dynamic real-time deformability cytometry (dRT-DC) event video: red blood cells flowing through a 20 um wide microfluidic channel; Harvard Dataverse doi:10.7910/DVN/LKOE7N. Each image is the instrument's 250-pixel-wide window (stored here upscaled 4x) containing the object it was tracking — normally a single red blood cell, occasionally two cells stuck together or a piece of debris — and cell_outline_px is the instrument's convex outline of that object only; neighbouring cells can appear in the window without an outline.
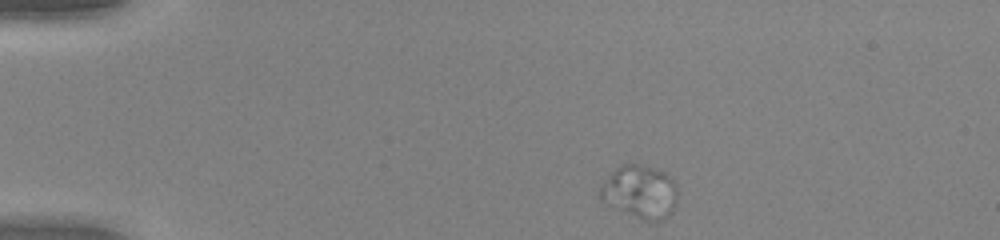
{"species": "human", "species_latin": "Homo sapiens", "temperature_condition": "warm", "stored_images_in_passage": 43, "camera_frame_rate_fps": 3000, "um_per_image_px": 0.085, "donor": {"sex": "female"}, "frame": {"image": 1, "passage_image": 1, "time_ms": 0.0, "image_size_px": [1000, 240], "cell_outline_px": [[676, 200], [672, 212], [668, 216], [660, 220], [644, 220], [608, 204], [600, 200], [600, 184], [620, 164], [636, 164], [652, 168], [664, 172], [676, 184]], "centroid_in_image_um": [54.38, 16.29], "position_along_channel_um": 30.6, "area_um2": 23.52}}
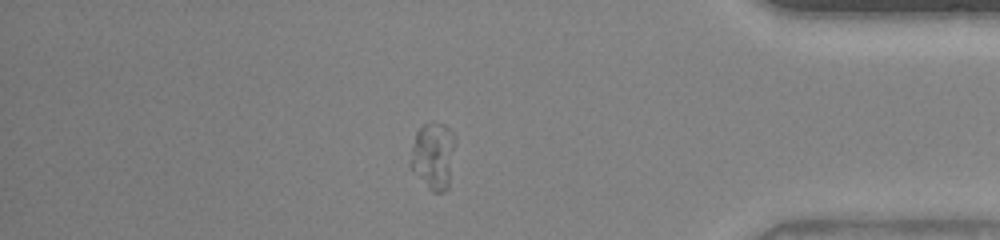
{"frame": {"image": 2, "passage_image": 36, "time_ms": 11.667, "image_size_px": [1000, 240], "cell_outline_px": [[456, 140], [448, 188], [444, 192], [432, 192], [428, 188], [408, 164], [416, 132], [424, 124], [444, 124], [452, 132]], "centroid_in_image_um": [36.84, 13.26], "position_along_channel_um": 398.4, "area_um2": 17.34}}